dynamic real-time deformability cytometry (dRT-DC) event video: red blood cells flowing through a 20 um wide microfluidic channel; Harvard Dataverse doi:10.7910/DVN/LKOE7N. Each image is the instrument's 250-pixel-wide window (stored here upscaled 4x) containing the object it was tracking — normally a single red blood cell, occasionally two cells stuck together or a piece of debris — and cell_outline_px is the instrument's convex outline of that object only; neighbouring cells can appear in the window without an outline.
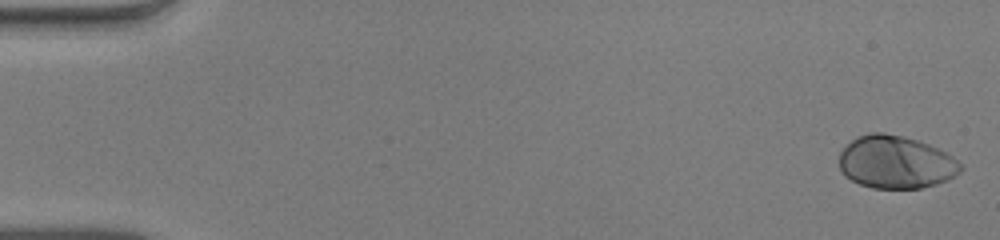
{"species": "human", "species_latin": "Homo sapiens", "temperature_condition": "warm", "stored_images_in_passage": 7, "camera_frame_rate_fps": 3000, "um_per_image_px": 0.085, "donor": {"sex": "male"}, "frame": {"image": 1, "passage_image": 1, "time_ms": 0.0, "image_size_px": [1000, 240], "cell_outline_px": [[964, 168], [960, 172], [948, 180], [936, 184], [920, 188], [872, 188], [860, 184], [844, 176], [840, 172], [840, 152], [856, 136], [868, 132], [884, 132], [904, 136], [928, 144], [952, 156]], "centroid_in_image_um": [76.12, 13.78], "position_along_channel_um": 8.9, "area_um2": 37.4}}